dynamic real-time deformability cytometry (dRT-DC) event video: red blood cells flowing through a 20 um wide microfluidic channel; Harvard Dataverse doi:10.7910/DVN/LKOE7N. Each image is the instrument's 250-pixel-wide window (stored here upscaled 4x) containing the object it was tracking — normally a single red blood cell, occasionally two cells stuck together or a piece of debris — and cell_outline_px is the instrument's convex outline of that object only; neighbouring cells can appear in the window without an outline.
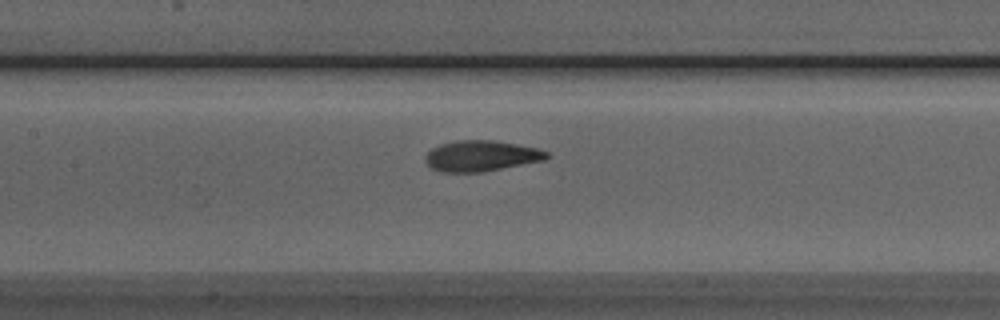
{"species": "Egyptian fruit bat (a non-hibernating species)", "species_latin": "Rousettus aegyptiacus", "temperature_condition": "room temperature", "stored_images_in_passage": 34, "camera_frame_rate_fps": 3000, "um_per_image_px": 0.085, "animal": {"sex": "male"}, "frame": {"image": 1, "passage_image": 16, "time_ms": 5.0, "image_size_px": [1000, 320], "cell_outline_px": [[548, 156], [544, 160], [484, 172], [440, 172], [432, 168], [424, 160], [424, 156], [432, 148], [440, 144], [460, 140], [496, 140], [536, 148], [548, 152]], "centroid_in_image_um": [40.87, 13.25], "position_along_channel_um": 166.5, "area_um2": 21.73}}
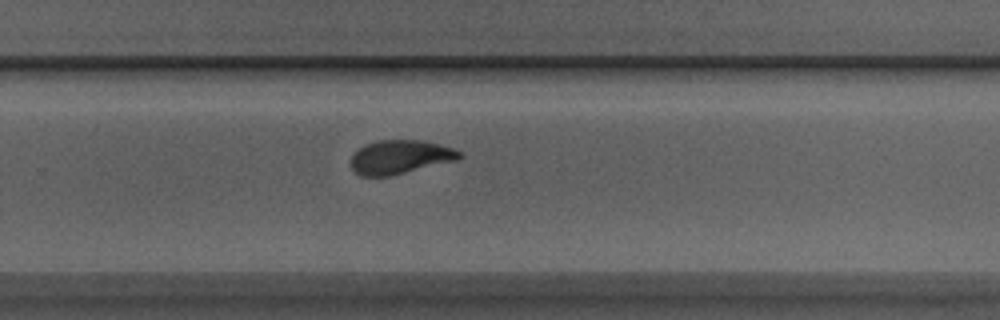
{"frame": {"image": 2, "passage_image": 26, "time_ms": 8.333, "image_size_px": [1000, 320], "cell_outline_px": [[460, 156], [456, 160], [392, 176], [360, 176], [352, 168], [352, 156], [364, 144], [376, 140], [420, 140], [452, 148], [460, 152]], "centroid_in_image_um": [33.97, 13.35], "position_along_channel_um": 295.8, "area_um2": 21.1}}
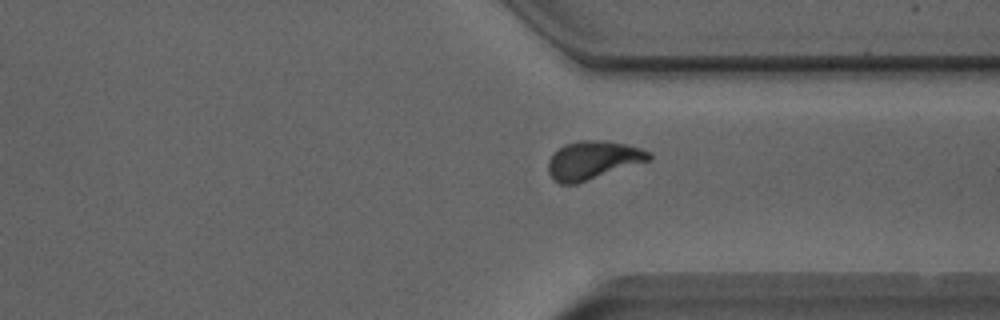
{"frame": {"image": 3, "passage_image": 31, "time_ms": 10.0, "image_size_px": [1000, 320], "cell_outline_px": [[652, 160], [576, 184], [560, 184], [552, 180], [548, 172], [548, 160], [564, 144], [580, 140], [604, 140], [624, 144], [640, 148], [652, 152]], "centroid_in_image_um": [50.41, 13.62], "position_along_channel_um": 361.0, "area_um2": 22.66}}